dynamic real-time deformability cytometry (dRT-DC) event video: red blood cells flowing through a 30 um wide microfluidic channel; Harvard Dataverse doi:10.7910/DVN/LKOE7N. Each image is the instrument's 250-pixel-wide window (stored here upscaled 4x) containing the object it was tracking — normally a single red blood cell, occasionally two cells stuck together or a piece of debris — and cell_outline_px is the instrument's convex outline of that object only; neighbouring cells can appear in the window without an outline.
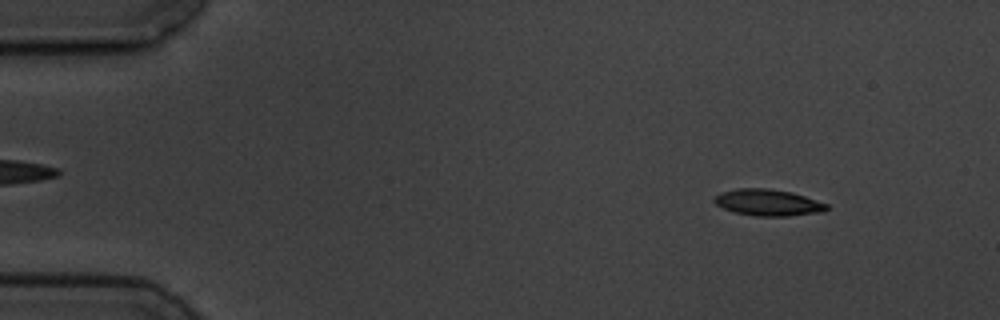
{"species": "common noctule bat (a hibernating species)", "species_latin": "Nyctalus noctula", "temperature_condition": "cold", "stored_images_in_passage": 4, "camera_frame_rate_fps": 3000, "um_per_image_px": 0.085, "animal": {"sex": "male", "body_mass_g": 19.5, "forearm_length_mm": 54.6}, "frame": {"image": 1, "passage_image": 1, "time_ms": 0.0, "image_size_px": [1000, 320], "cell_outline_px": [[828, 208], [824, 212], [788, 216], [756, 216], [736, 212], [724, 208], [716, 204], [712, 200], [720, 192], [736, 188], [768, 188], [792, 192], [828, 204]], "centroid_in_image_um": [65.29, 17.21], "position_along_channel_um": 19.7, "area_um2": 17.34}}